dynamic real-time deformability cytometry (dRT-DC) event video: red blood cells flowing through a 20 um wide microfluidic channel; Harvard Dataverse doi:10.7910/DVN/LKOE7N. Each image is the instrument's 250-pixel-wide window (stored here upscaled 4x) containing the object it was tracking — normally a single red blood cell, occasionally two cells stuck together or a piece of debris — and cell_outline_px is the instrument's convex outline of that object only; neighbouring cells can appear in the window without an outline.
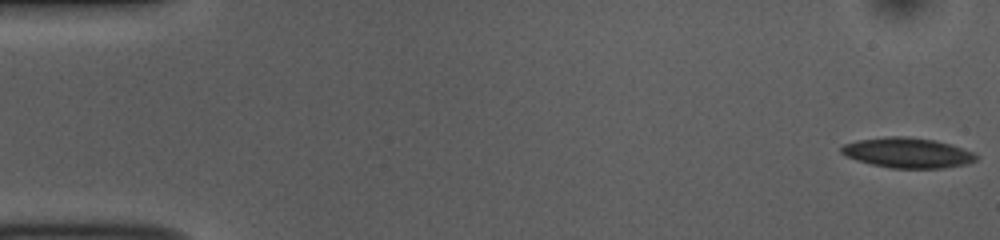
{"species": "common noctule bat (a hibernating species)", "species_latin": "Nyctalus noctula", "temperature_condition": "room temperature", "stored_images_in_passage": 55, "segment_of_instrument_passage": [1, 2], "camera_frame_rate_fps": 3000, "um_per_image_px": 0.085, "animal": {"sex": "female", "body_mass_g": 10.0, "forearm_length_mm": 53.1}, "frame": {"image": 1, "passage_image": 1, "time_ms": 0.0, "image_size_px": [1000, 240], "cell_outline_px": [[976, 160], [964, 164], [940, 168], [892, 168], [872, 164], [848, 156], [840, 152], [840, 148], [844, 144], [860, 140], [888, 136], [900, 136], [932, 140], [948, 144], [972, 152], [976, 156]], "centroid_in_image_um": [77.11, 12.99], "position_along_channel_um": 7.9, "area_um2": 22.95}}
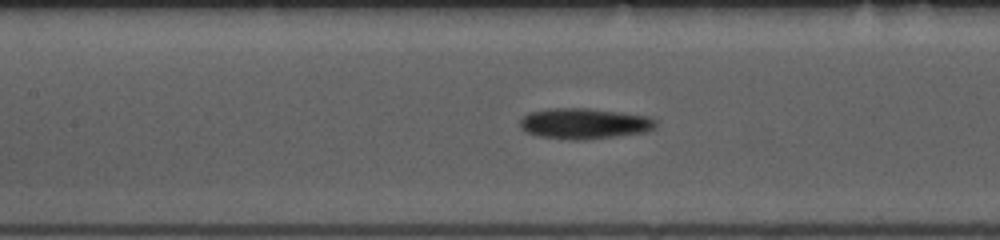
{"frame": {"image": 2, "passage_image": 24, "time_ms": 7.667, "image_size_px": [1000, 240], "cell_outline_px": [[656, 128], [644, 132], [584, 140], [572, 140], [540, 136], [528, 132], [520, 124], [520, 120], [528, 112], [548, 108], [588, 108], [648, 116], [656, 120]], "centroid_in_image_um": [49.67, 10.49], "position_along_channel_um": 157.7, "area_um2": 24.1}}
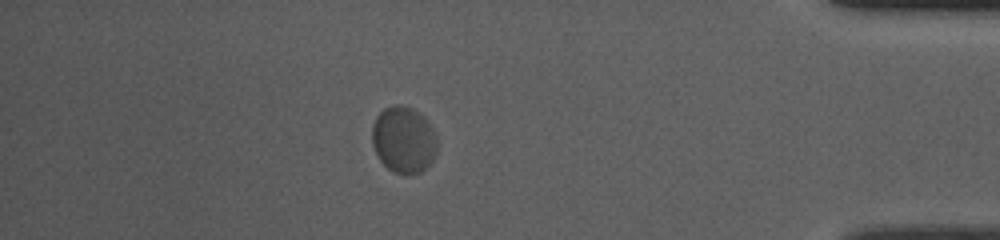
{"frame": {"image": 3, "passage_image": 47, "time_ms": 15.333, "image_size_px": [1000, 240], "cell_outline_px": [[436, 152], [432, 160], [420, 172], [392, 172], [380, 160], [372, 144], [372, 124], [376, 116], [384, 108], [392, 104], [404, 104], [420, 112], [424, 116], [432, 128], [436, 136]], "centroid_in_image_um": [34.29, 11.81], "position_along_channel_um": 400.9, "area_um2": 25.14}}